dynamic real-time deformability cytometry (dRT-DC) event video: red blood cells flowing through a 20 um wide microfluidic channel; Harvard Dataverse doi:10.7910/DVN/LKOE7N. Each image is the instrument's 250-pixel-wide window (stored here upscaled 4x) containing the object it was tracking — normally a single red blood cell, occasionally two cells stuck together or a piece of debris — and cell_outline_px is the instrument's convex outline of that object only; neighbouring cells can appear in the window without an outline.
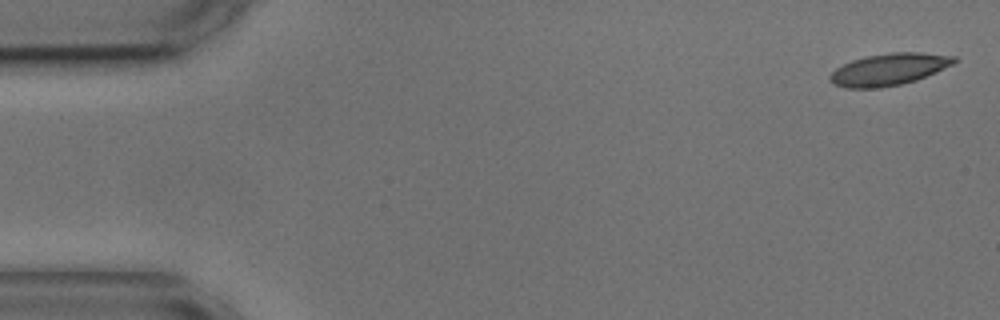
{"species": "common noctule bat (a hibernating species)", "species_latin": "Nyctalus noctula", "temperature_condition": "cold", "stored_images_in_passage": 6, "segment_of_instrument_passage": [1, 2], "camera_frame_rate_fps": 3000, "um_per_image_px": 0.085, "animal": {"sex": "male", "body_mass_g": 17.9, "forearm_length_mm": 54.2}, "frame": {"image": 1, "passage_image": 1, "time_ms": 0.0, "image_size_px": [1000, 320], "cell_outline_px": [[960, 60], [952, 64], [916, 80], [900, 84], [880, 88], [848, 88], [836, 84], [828, 76], [836, 68], [852, 60], [864, 56], [892, 52], [920, 52], [956, 56]], "centroid_in_image_um": [75.58, 5.88], "position_along_channel_um": 9.4, "area_um2": 22.89}}